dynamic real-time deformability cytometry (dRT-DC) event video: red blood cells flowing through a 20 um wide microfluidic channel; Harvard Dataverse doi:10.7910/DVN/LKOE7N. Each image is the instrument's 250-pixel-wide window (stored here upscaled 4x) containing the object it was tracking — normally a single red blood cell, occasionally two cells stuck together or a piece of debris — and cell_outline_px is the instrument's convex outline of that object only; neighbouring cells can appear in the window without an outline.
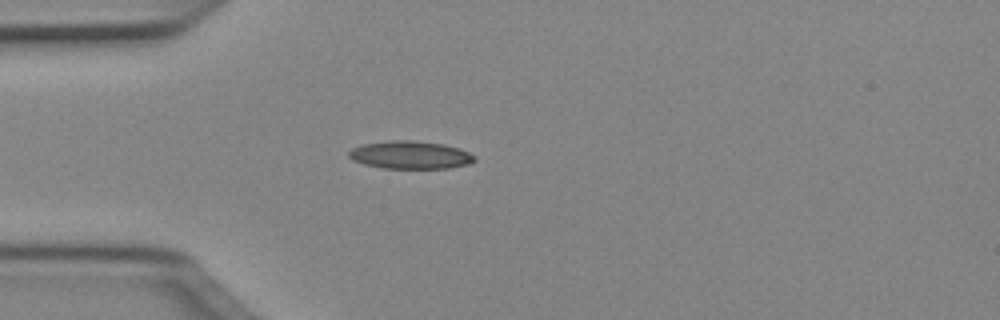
{"species": "Egyptian fruit bat (a non-hibernating species)", "species_latin": "Rousettus aegyptiacus", "temperature_condition": "cold", "stored_images_in_passage": 37, "camera_frame_rate_fps": 3000, "um_per_image_px": 0.085, "animal": {"sex": "female"}, "frame": {"image": 1, "passage_image": 1, "time_ms": 0.0, "image_size_px": [1000, 320], "cell_outline_px": [[476, 160], [468, 164], [448, 168], [384, 168], [364, 164], [352, 160], [348, 156], [348, 152], [352, 148], [364, 144], [392, 140], [416, 140], [444, 144], [460, 148], [476, 156]], "centroid_in_image_um": [34.89, 13.16], "position_along_channel_um": 50.1, "area_um2": 20.46}}
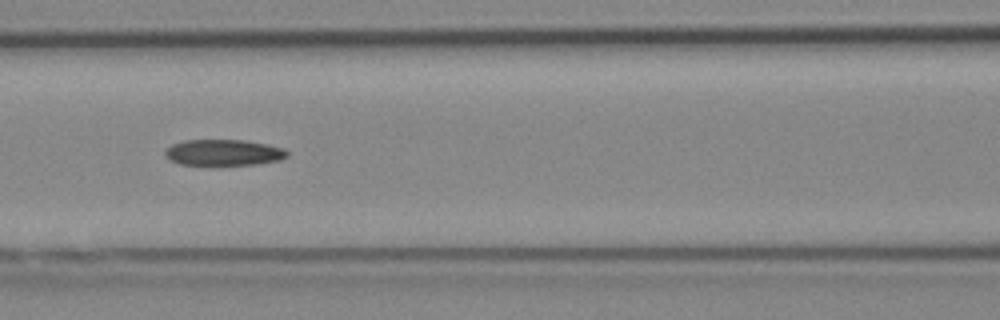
{"frame": {"image": 2, "passage_image": 9, "time_ms": 2.667, "image_size_px": [1000, 320], "cell_outline_px": [[288, 156], [280, 160], [256, 164], [216, 168], [212, 168], [180, 164], [168, 160], [164, 152], [172, 144], [184, 140], [244, 140], [268, 144], [284, 148], [288, 152]], "centroid_in_image_um": [18.98, 13.02], "position_along_channel_um": 147.6, "area_um2": 19.59}}
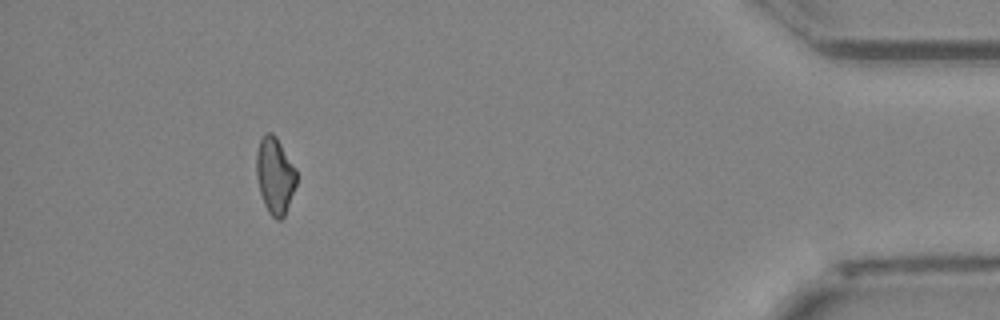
{"frame": {"image": 3, "passage_image": 33, "time_ms": 10.667, "image_size_px": [1000, 320], "cell_outline_px": [[296, 184], [284, 216], [280, 220], [276, 220], [268, 212], [264, 204], [260, 192], [256, 176], [256, 152], [260, 140], [268, 132], [272, 132], [276, 136], [296, 168]], "centroid_in_image_um": [23.36, 14.92], "position_along_channel_um": 411.8, "area_um2": 17.8}, "authors_computed_cell_mechanics": {"area_um2": 18.8428, "velocity_mm_per_s": 4.0504, "shape_relaxation_time_tau1_ms": null, "shape_relaxation_time_tau2_ms": 4.6782, "deformation_change_tau1": null, "deformation_change_tau2": 0.139}}